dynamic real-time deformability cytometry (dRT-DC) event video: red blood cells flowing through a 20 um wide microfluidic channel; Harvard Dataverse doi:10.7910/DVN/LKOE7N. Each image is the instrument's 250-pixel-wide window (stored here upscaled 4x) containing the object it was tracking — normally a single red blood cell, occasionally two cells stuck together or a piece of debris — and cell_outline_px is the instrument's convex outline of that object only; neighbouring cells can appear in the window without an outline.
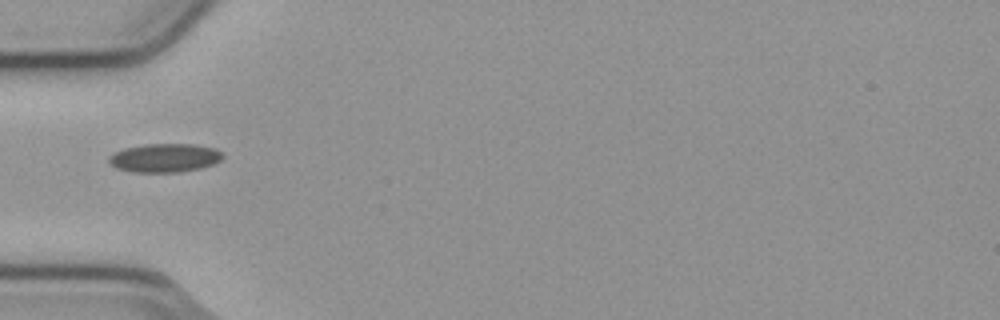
{"species": "common noctule bat (a hibernating species)", "species_latin": "Nyctalus noctula", "temperature_condition": "cold", "stored_images_in_passage": 22, "camera_frame_rate_fps": 3000, "um_per_image_px": 0.085, "animal": {"sex": "male", "body_mass_g": 23.1, "forearm_length_mm": 52.7}, "frame": {"image": 1, "passage_image": 1, "time_ms": 0.0, "image_size_px": [1000, 320], "cell_outline_px": [[224, 156], [220, 160], [212, 164], [200, 168], [180, 172], [136, 172], [116, 168], [108, 160], [116, 152], [124, 148], [144, 144], [196, 144], [216, 148]], "centroid_in_image_um": [14.03, 13.41], "position_along_channel_um": 71.0, "area_um2": 18.84}}
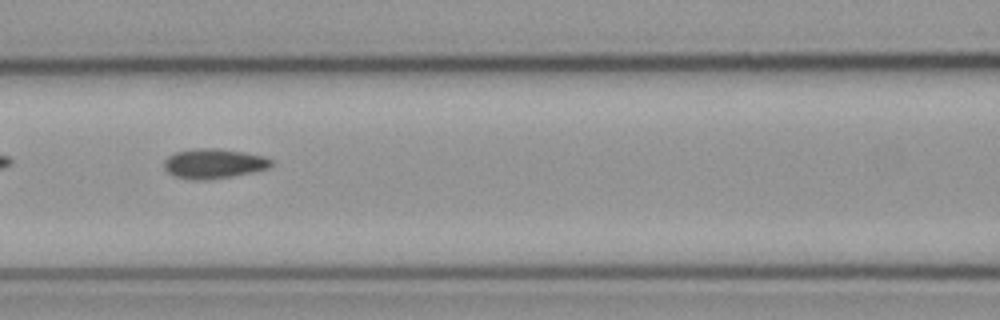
{"frame": {"image": 2, "passage_image": 7, "time_ms": 2.0, "image_size_px": [1000, 320], "cell_outline_px": [[272, 164], [268, 168], [252, 172], [232, 176], [204, 180], [192, 180], [176, 176], [168, 172], [164, 168], [164, 160], [168, 156], [176, 152], [192, 148], [216, 148], [244, 152], [264, 156], [272, 160]], "centroid_in_image_um": [18.15, 13.89], "position_along_channel_um": 148.4, "area_um2": 18.55}}
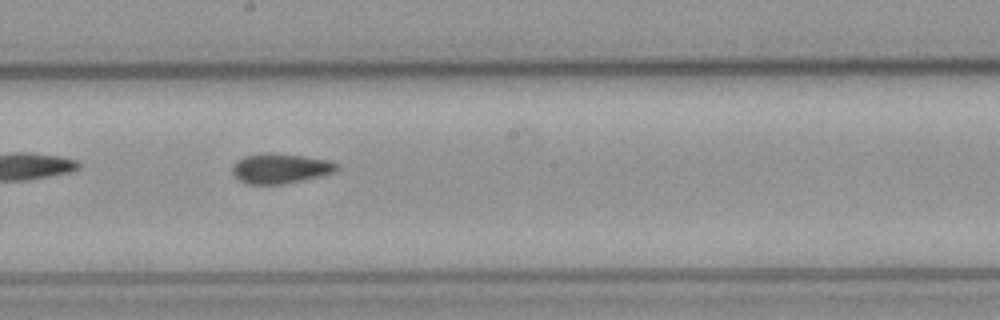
{"frame": {"image": 3, "passage_image": 13, "time_ms": 4.0, "image_size_px": [1000, 320], "cell_outline_px": [[336, 168], [332, 172], [320, 176], [284, 184], [244, 184], [232, 172], [232, 168], [244, 156], [260, 152], [272, 152], [304, 156], [332, 160], [336, 164]], "centroid_in_image_um": [23.81, 14.3], "position_along_channel_um": 224.4, "area_um2": 18.15}}